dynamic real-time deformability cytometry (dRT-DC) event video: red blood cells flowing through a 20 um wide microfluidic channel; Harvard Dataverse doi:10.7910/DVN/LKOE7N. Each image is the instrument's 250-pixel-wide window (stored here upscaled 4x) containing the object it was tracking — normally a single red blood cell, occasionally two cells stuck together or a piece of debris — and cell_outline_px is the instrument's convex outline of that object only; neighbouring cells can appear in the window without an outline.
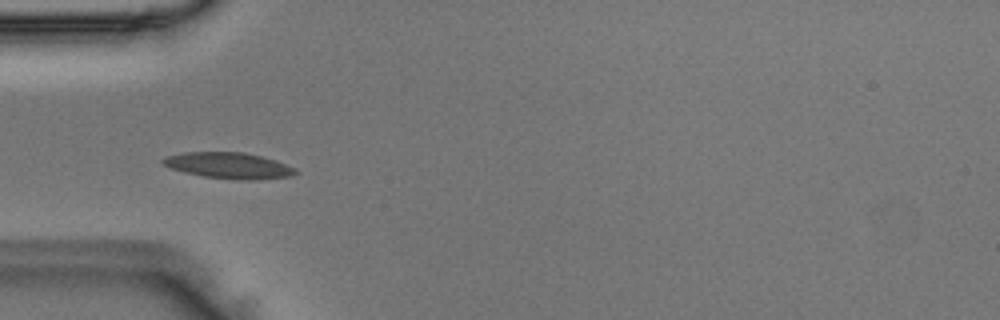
{"species": "Egyptian fruit bat (a non-hibernating species)", "species_latin": "Rousettus aegyptiacus", "temperature_condition": "room temperature", "stored_images_in_passage": 36, "camera_frame_rate_fps": 3000, "um_per_image_px": 0.085, "animal": {"sex": "male"}, "frame": {"image": 1, "passage_image": 1, "time_ms": 0.0, "image_size_px": [1000, 320], "cell_outline_px": [[300, 172], [292, 176], [256, 180], [236, 180], [204, 176], [184, 172], [172, 168], [164, 164], [160, 160], [164, 156], [184, 152], [244, 152], [276, 160], [296, 168]], "centroid_in_image_um": [19.48, 14.07], "position_along_channel_um": 65.5, "area_um2": 20.29}}
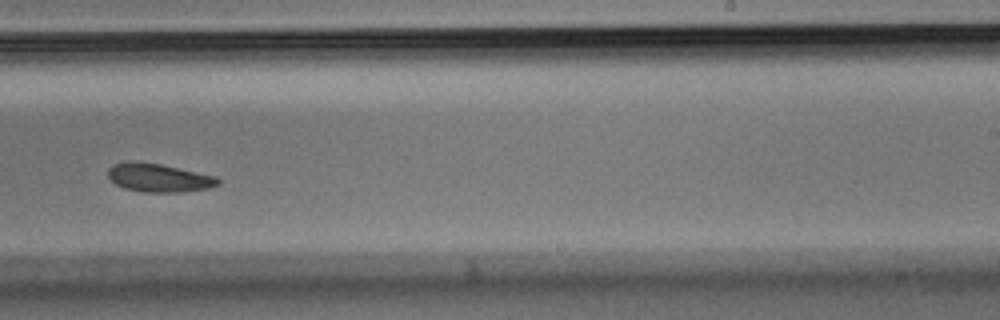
{"frame": {"image": 2, "passage_image": 17, "time_ms": 5.333, "image_size_px": [1000, 320], "cell_outline_px": [[220, 184], [208, 188], [180, 192], [140, 192], [124, 188], [116, 184], [108, 176], [108, 168], [112, 164], [128, 160], [136, 160], [160, 164], [216, 176], [220, 180]], "centroid_in_image_um": [13.46, 15.09], "position_along_channel_um": 275.5, "area_um2": 18.38}}
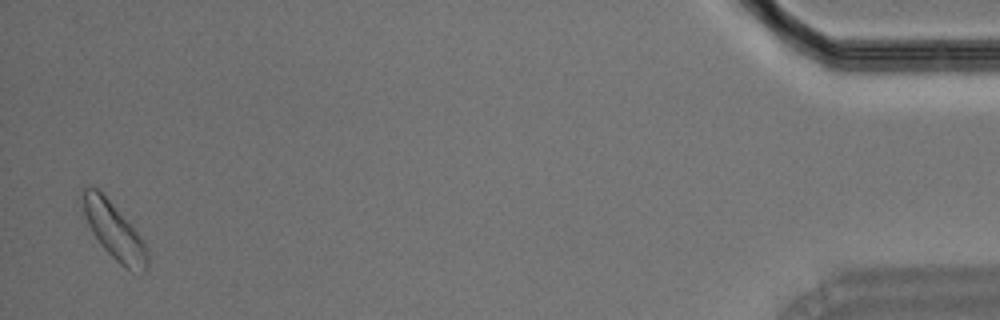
{"frame": {"image": 3, "passage_image": 35, "time_ms": 11.333, "image_size_px": [1000, 320], "cell_outline_px": [[148, 268], [140, 276], [132, 272], [120, 264], [100, 244], [80, 216], [80, 192], [88, 184], [100, 188], [104, 192], [140, 236], [148, 248]], "centroid_in_image_um": [9.62, 19.56], "position_along_channel_um": 425.6, "area_um2": 22.6}}